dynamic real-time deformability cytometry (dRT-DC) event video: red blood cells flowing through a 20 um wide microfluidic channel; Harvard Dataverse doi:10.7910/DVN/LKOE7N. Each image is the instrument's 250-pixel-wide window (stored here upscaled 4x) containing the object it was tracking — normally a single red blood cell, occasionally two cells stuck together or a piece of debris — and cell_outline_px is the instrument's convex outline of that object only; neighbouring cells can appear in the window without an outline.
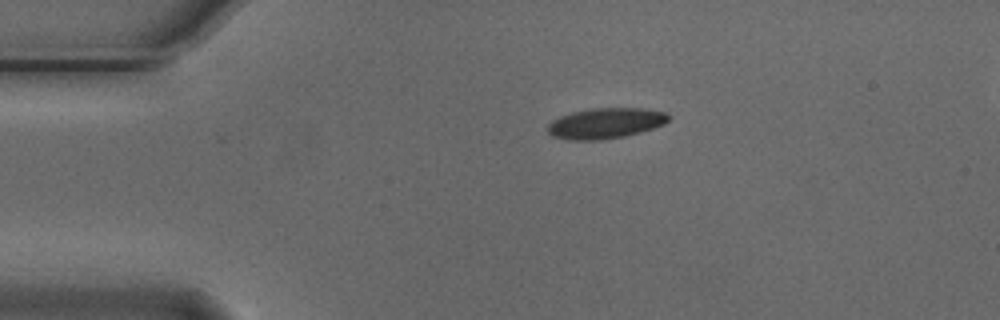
{"species": "Egyptian fruit bat (a non-hibernating species)", "species_latin": "Rousettus aegyptiacus", "temperature_condition": "cold", "stored_images_in_passage": 4, "segment_of_instrument_passage": [1, 2], "camera_frame_rate_fps": 3000, "um_per_image_px": 0.085, "animal": {"sex": "male"}, "frame": {"image": 1, "passage_image": 1, "time_ms": 0.0, "image_size_px": [1000, 320], "cell_outline_px": [[672, 116], [664, 124], [640, 132], [624, 136], [600, 140], [568, 140], [552, 136], [548, 132], [548, 124], [552, 120], [560, 116], [572, 112], [592, 108], [644, 108], [668, 112]], "centroid_in_image_um": [51.49, 10.47], "position_along_channel_um": 33.5, "area_um2": 21.68}}